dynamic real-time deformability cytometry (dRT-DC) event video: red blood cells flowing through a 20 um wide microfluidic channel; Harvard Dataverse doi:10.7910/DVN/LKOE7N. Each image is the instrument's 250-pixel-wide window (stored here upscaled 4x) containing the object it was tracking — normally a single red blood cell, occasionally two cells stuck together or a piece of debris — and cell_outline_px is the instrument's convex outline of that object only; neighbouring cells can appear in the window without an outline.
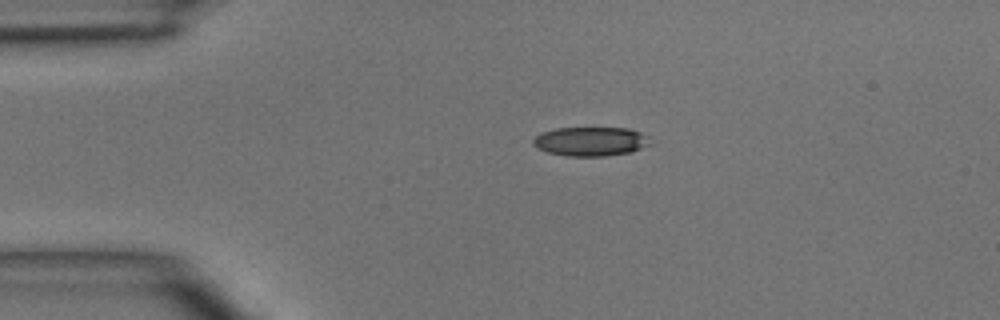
{"species": "common noctule bat (a hibernating species)", "species_latin": "Nyctalus noctula", "temperature_condition": "room temperature", "stored_images_in_passage": 4, "camera_frame_rate_fps": 3000, "um_per_image_px": 0.085, "animal": {"sex": "male", "body_mass_g": 15.6}, "frame": {"image": 1, "passage_image": 3, "time_ms": 2.333, "image_size_px": [1000, 320], "cell_outline_px": [[652, 144], [632, 152], [604, 156], [568, 156], [548, 152], [536, 148], [532, 144], [532, 140], [536, 136], [544, 132], [556, 128], [628, 128], [640, 132], [648, 136]], "centroid_in_image_um": [50.23, 12.02], "position_along_channel_um": 34.8, "area_um2": 19.94}}